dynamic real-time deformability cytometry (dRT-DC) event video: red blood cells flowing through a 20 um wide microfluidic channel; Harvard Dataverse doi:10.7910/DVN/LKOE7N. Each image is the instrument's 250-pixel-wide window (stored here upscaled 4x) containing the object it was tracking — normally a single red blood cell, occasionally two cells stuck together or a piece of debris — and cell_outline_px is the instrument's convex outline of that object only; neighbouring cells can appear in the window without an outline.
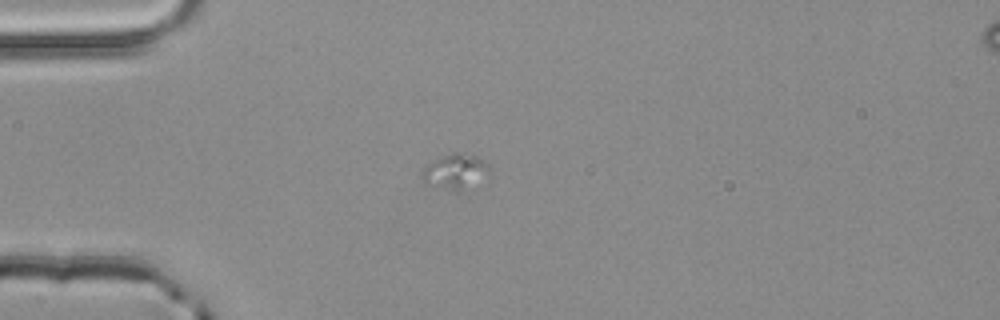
{"species": "common noctule bat (a hibernating species)", "species_latin": "Nyctalus noctula", "temperature_condition": "room temperature", "stored_images_in_passage": 6, "camera_frame_rate_fps": 3000, "um_per_image_px": 0.085, "animal": {"sex": "male", "body_mass_g": 20.4}, "frame": {"image": 1, "passage_image": 3, "time_ms": 0.667, "image_size_px": [1000, 320], "cell_outline_px": [[492, 176], [488, 180], [456, 192], [424, 180], [420, 176], [424, 168], [428, 164], [452, 152], [464, 152], [476, 156], [488, 164], [492, 168]], "centroid_in_image_um": [38.87, 14.57], "position_along_channel_um": 46.1, "area_um2": 13.93}}